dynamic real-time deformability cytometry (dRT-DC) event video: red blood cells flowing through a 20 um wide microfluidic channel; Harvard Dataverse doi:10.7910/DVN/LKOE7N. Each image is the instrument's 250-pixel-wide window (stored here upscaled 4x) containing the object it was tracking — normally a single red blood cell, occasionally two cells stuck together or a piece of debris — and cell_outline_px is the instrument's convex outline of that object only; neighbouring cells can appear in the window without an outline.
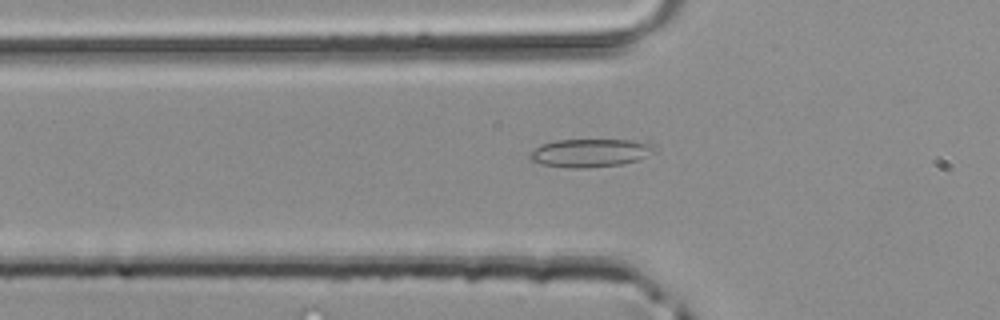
{"species": "common noctule bat (a hibernating species)", "species_latin": "Nyctalus noctula", "temperature_condition": "room temperature", "stored_images_in_passage": 34, "segment_of_instrument_passage": [1, 2], "camera_frame_rate_fps": 3000, "um_per_image_px": 0.085, "animal": {"sex": "male", "body_mass_g": 20.4}, "frame": {"image": 1, "passage_image": 3, "time_ms": 0.667, "image_size_px": [1000, 320], "cell_outline_px": [[652, 152], [636, 160], [620, 164], [588, 168], [572, 168], [544, 164], [528, 160], [528, 152], [544, 144], [556, 140], [632, 140], [652, 144]], "centroid_in_image_um": [50.08, 13.0], "position_along_channel_um": 75.7, "area_um2": 20.06}}
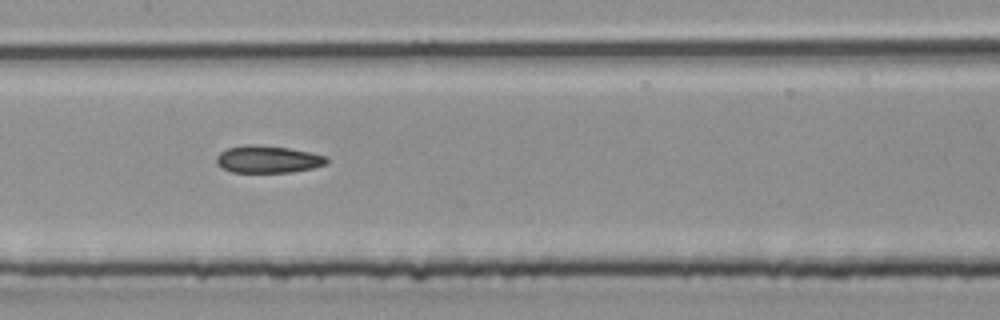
{"frame": {"image": 2, "passage_image": 10, "time_ms": 3.0, "image_size_px": [1000, 320], "cell_outline_px": [[328, 164], [312, 168], [292, 172], [232, 172], [224, 168], [216, 160], [216, 156], [220, 152], [228, 148], [244, 144], [256, 144], [288, 148], [328, 156]], "centroid_in_image_um": [22.8, 13.53], "position_along_channel_um": 184.6, "area_um2": 17.46}}
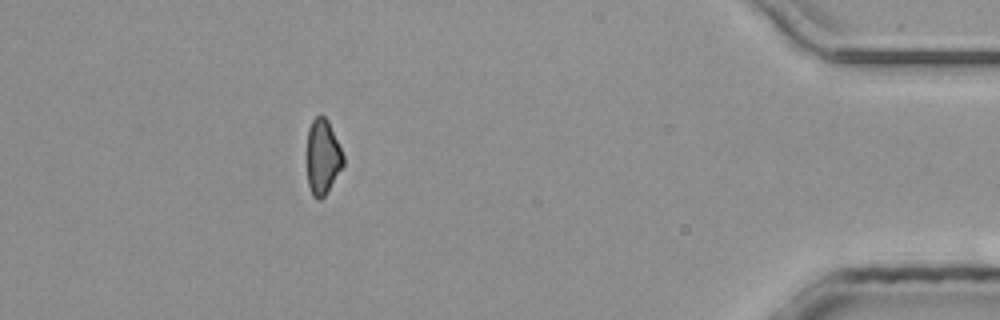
{"frame": {"image": 3, "passage_image": 28, "time_ms": 9.0, "image_size_px": [1000, 320], "cell_outline_px": [[344, 164], [324, 196], [320, 200], [316, 200], [312, 196], [308, 184], [308, 128], [312, 120], [316, 116], [324, 116], [328, 120], [344, 156]], "centroid_in_image_um": [27.43, 13.35], "position_along_channel_um": 407.8, "area_um2": 15.66}}